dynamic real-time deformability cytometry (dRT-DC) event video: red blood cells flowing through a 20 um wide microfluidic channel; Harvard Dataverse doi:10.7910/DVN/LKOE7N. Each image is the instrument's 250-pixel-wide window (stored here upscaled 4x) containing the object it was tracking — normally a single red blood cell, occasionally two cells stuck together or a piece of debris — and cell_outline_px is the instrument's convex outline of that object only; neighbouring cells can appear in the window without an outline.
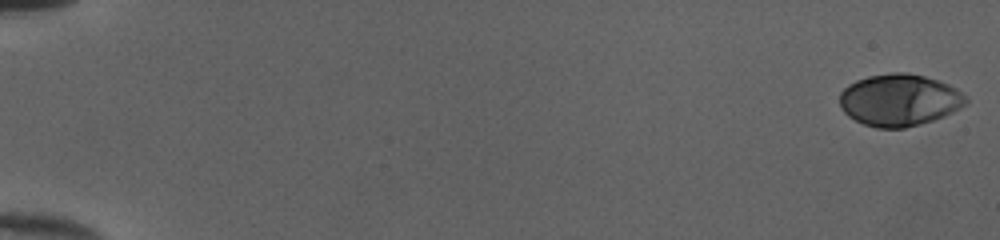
{"species": "human", "species_latin": "Homo sapiens", "temperature_condition": "cold", "stored_images_in_passage": 52, "camera_frame_rate_fps": 3000, "um_per_image_px": 0.085, "donor": {"sex": "female"}, "frame": {"image": 1, "passage_image": 1, "time_ms": 0.0, "image_size_px": [1000, 240], "cell_outline_px": [[968, 100], [960, 108], [944, 116], [920, 124], [904, 128], [876, 128], [864, 124], [848, 116], [840, 108], [840, 92], [848, 84], [856, 80], [868, 76], [892, 72], [908, 72], [924, 76], [948, 84], [956, 88], [968, 96]], "centroid_in_image_um": [76.43, 8.5], "position_along_channel_um": 8.6, "area_um2": 38.38}}
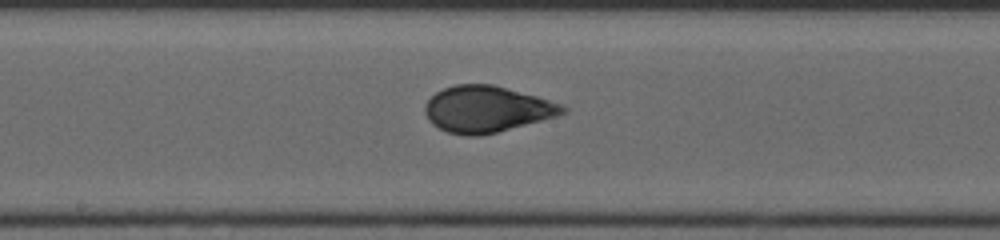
{"frame": {"image": 2, "passage_image": 30, "time_ms": 9.667, "image_size_px": [1000, 240], "cell_outline_px": [[568, 112], [556, 116], [496, 132], [480, 136], [464, 136], [448, 132], [432, 124], [428, 120], [424, 112], [424, 104], [436, 92], [444, 88], [456, 84], [492, 84], [536, 96], [560, 104], [568, 108]], "centroid_in_image_um": [41.33, 9.28], "position_along_channel_um": 206.9, "area_um2": 36.93}}
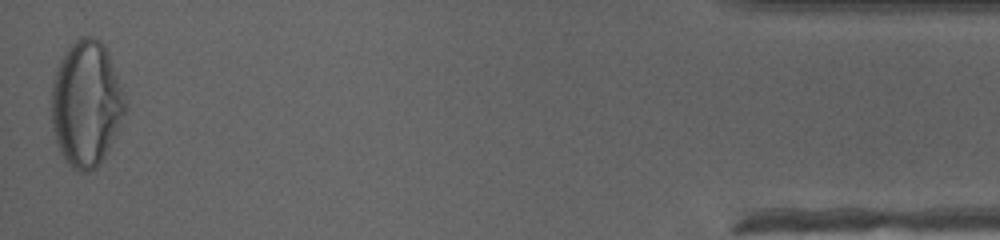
{"frame": {"image": 3, "passage_image": 52, "time_ms": 17.0, "image_size_px": [1000, 240], "cell_outline_px": [[128, 108], [104, 156], [96, 168], [88, 172], [80, 172], [72, 168], [64, 160], [56, 144], [52, 128], [52, 80], [56, 68], [64, 52], [72, 40], [80, 36], [92, 36], [100, 40], [104, 44], [108, 52]], "centroid_in_image_um": [7.3, 8.8], "position_along_channel_um": 427.9, "area_um2": 54.1}, "authors_computed_cell_mechanics": {"area_um2": 37.0787, "velocity_mm_per_s": 4.041, "shape_relaxation_time_tau1_ms": 5.9076, "shape_relaxation_time_tau2_ms": null, "deformation_change_tau1": 0.2356, "deformation_change_tau2": null}}